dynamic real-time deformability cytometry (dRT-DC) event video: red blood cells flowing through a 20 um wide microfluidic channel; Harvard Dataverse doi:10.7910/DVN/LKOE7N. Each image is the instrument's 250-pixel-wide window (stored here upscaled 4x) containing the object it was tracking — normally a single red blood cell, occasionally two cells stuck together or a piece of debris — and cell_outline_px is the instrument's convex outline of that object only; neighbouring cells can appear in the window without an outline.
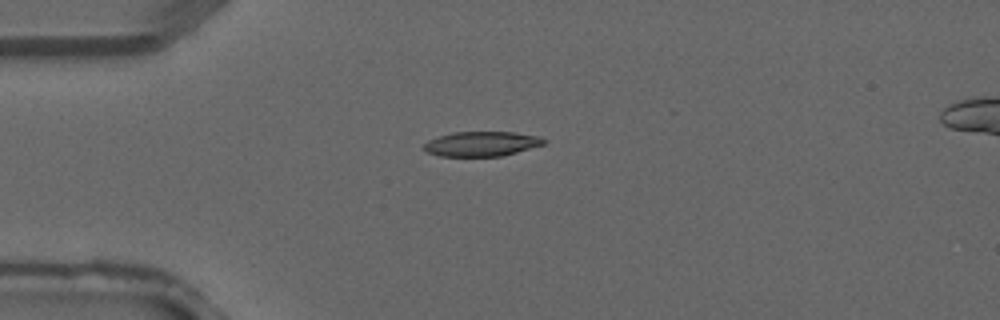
{"species": "common noctule bat (a hibernating species)", "species_latin": "Nyctalus noctula", "temperature_condition": "warm", "stored_images_in_passage": 2, "camera_frame_rate_fps": 3000, "um_per_image_px": 0.085, "animal": {"sex": "male", "forearm_length_mm": 52.5}, "frame": {"image": 1, "passage_image": 1, "time_ms": 0.0, "image_size_px": [1000, 320], "cell_outline_px": [[544, 144], [516, 152], [500, 156], [440, 156], [428, 152], [420, 148], [428, 140], [452, 132], [516, 132], [540, 136], [544, 140]], "centroid_in_image_um": [40.9, 12.22], "position_along_channel_um": 44.1, "area_um2": 17.22}}